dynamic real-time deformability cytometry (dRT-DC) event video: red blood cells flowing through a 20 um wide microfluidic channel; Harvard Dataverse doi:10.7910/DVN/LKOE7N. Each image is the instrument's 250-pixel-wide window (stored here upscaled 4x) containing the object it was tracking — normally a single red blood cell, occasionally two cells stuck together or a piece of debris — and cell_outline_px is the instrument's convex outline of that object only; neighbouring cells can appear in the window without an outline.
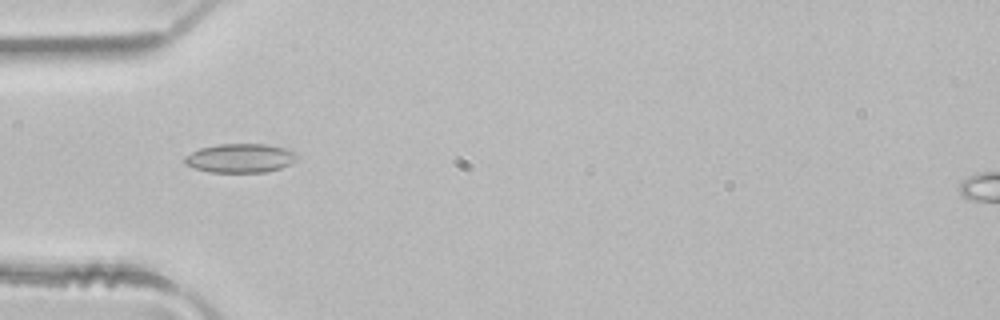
{"species": "common noctule bat (a hibernating species)", "species_latin": "Nyctalus noctula", "temperature_condition": "room temperature", "stored_images_in_passage": 44, "camera_frame_rate_fps": 3000, "um_per_image_px": 0.085, "animal": {"sex": "male", "body_mass_g": 21.5, "forearm_length_mm": 52.0}, "frame": {"image": 1, "passage_image": 9, "time_ms": 2.667, "image_size_px": [1000, 320], "cell_outline_px": [[296, 160], [280, 168], [264, 172], [208, 172], [184, 164], [184, 156], [200, 148], [220, 144], [268, 144], [284, 148], [292, 152], [296, 156]], "centroid_in_image_um": [20.37, 13.44], "position_along_channel_um": 64.6, "area_um2": 18.73}}
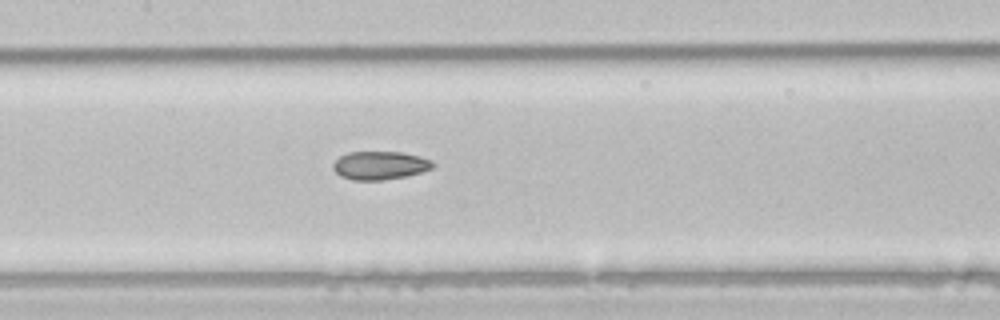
{"frame": {"image": 2, "passage_image": 17, "time_ms": 5.333, "image_size_px": [1000, 320], "cell_outline_px": [[436, 164], [432, 168], [420, 172], [404, 176], [384, 180], [352, 180], [340, 176], [332, 168], [332, 164], [340, 156], [348, 152], [400, 152], [420, 156], [432, 160]], "centroid_in_image_um": [32.28, 14.06], "position_along_channel_um": 175.1, "area_um2": 16.47}}
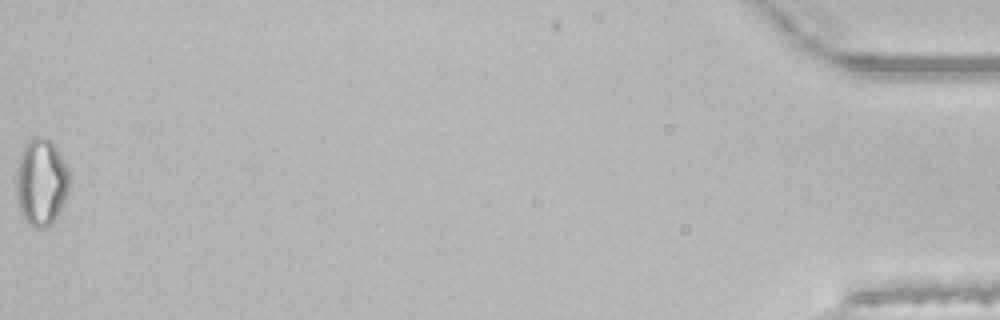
{"frame": {"image": 3, "passage_image": 43, "time_ms": 14.0, "image_size_px": [1000, 320], "cell_outline_px": [[68, 192], [56, 216], [44, 228], [36, 228], [28, 224], [24, 220], [20, 212], [16, 200], [16, 168], [24, 144], [32, 136], [40, 136], [52, 140], [68, 172]], "centroid_in_image_um": [3.44, 15.46], "position_along_channel_um": 431.8, "area_um2": 26.82}, "authors_computed_cell_mechanics": {"area_um2": 17.34, "velocity_mm_per_s": 4.148, "shape_relaxation_time_tau1_ms": null, "shape_relaxation_time_tau2_ms": 2.1769, "deformation_change_tau1": null, "deformation_change_tau2": 0.063}}